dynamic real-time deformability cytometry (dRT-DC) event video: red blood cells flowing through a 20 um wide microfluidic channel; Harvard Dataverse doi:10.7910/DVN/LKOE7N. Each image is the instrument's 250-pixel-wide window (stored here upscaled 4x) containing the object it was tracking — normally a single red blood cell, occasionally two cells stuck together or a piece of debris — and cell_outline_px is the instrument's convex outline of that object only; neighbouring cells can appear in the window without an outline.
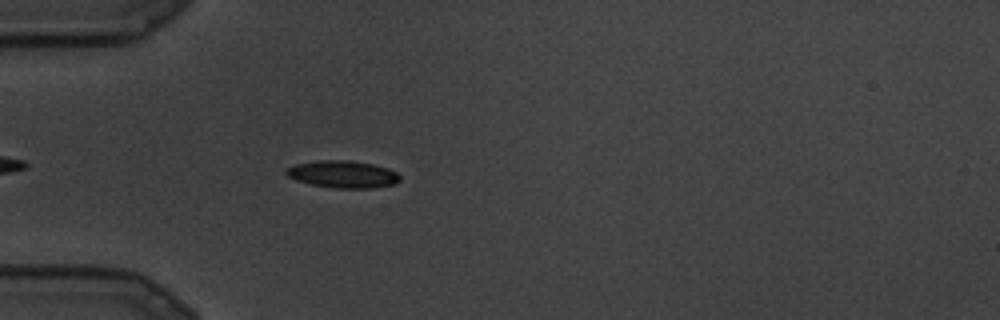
{"species": "common noctule bat (a hibernating species)", "species_latin": "Nyctalus noctula", "temperature_condition": "cold", "stored_images_in_passage": 5, "camera_frame_rate_fps": 3000, "um_per_image_px": 0.085, "animal": {"sex": "male", "body_mass_g": 19.5, "forearm_length_mm": 54.6}, "frame": {"image": 1, "passage_image": 1, "time_ms": 0.0, "image_size_px": [1000, 320], "cell_outline_px": [[400, 180], [396, 184], [372, 188], [336, 188], [312, 184], [296, 180], [288, 176], [284, 172], [284, 168], [296, 164], [316, 160], [348, 160], [372, 164], [388, 168], [396, 172], [400, 176]], "centroid_in_image_um": [29.13, 14.8], "position_along_channel_um": 55.9, "area_um2": 18.09}}
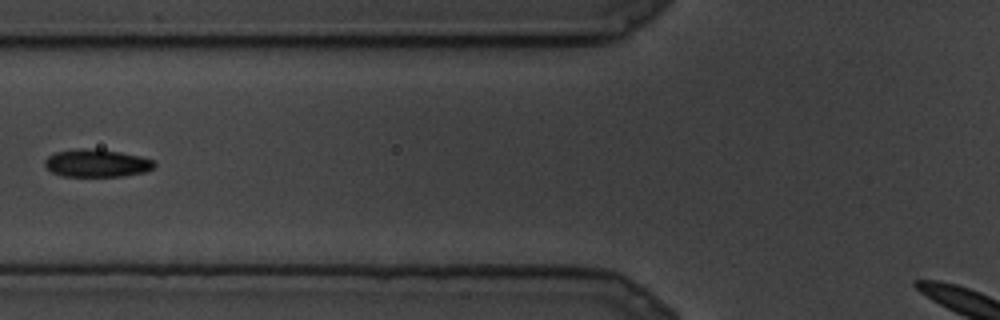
{"frame": {"image": 2, "passage_image": 4, "time_ms": 1.0, "image_size_px": [1000, 320], "cell_outline_px": [[156, 164], [152, 168], [144, 172], [124, 176], [60, 176], [52, 172], [44, 164], [44, 160], [48, 156], [56, 152], [80, 148], [84, 148], [120, 152], [140, 156], [152, 160]], "centroid_in_image_um": [8.2, 13.87], "position_along_channel_um": 117.6, "area_um2": 17.51}}